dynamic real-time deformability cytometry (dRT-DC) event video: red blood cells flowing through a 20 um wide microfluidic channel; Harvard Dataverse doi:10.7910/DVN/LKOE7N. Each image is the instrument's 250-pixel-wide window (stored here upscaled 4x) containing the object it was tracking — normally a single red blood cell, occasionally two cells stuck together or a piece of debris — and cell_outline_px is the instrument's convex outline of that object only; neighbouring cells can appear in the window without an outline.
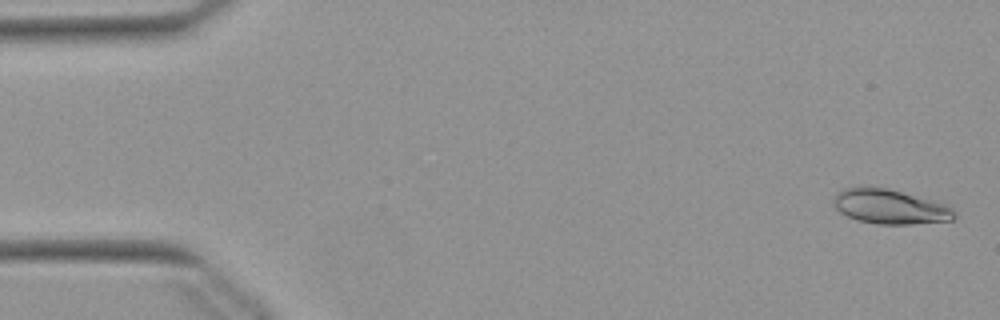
{"species": "Egyptian fruit bat (a non-hibernating species)", "species_latin": "Rousettus aegyptiacus", "temperature_condition": "warm", "stored_images_in_passage": 22, "camera_frame_rate_fps": 3000, "um_per_image_px": 0.085, "animal": {"sex": "female"}, "frame": {"image": 1, "passage_image": 2, "time_ms": 0.333, "image_size_px": [1000, 320], "cell_outline_px": [[956, 216], [952, 220], [912, 224], [876, 224], [856, 220], [840, 212], [832, 204], [832, 196], [836, 192], [844, 188], [888, 188], [940, 200], [948, 204], [956, 212]], "centroid_in_image_um": [75.7, 17.56], "position_along_channel_um": 9.3, "area_um2": 24.85}}
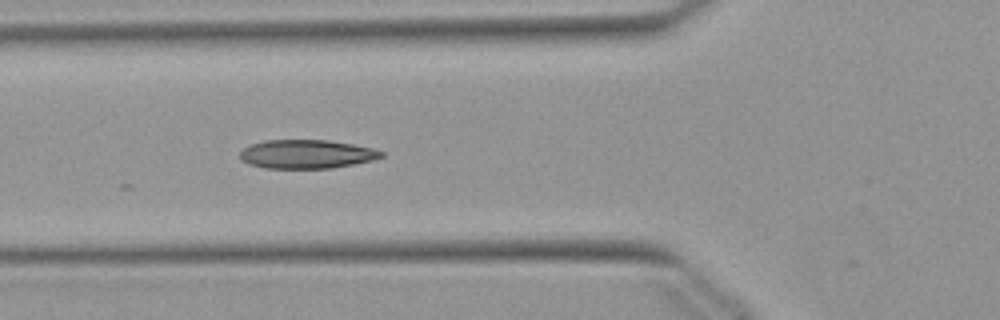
{"frame": {"image": 2, "passage_image": 19, "time_ms": 6.0, "image_size_px": [1000, 320], "cell_outline_px": [[384, 156], [372, 160], [332, 168], [264, 168], [248, 164], [240, 160], [240, 152], [244, 148], [252, 144], [264, 140], [328, 140], [376, 148], [384, 152]], "centroid_in_image_um": [26.06, 13.1], "position_along_channel_um": 99.7, "area_um2": 23.76}}
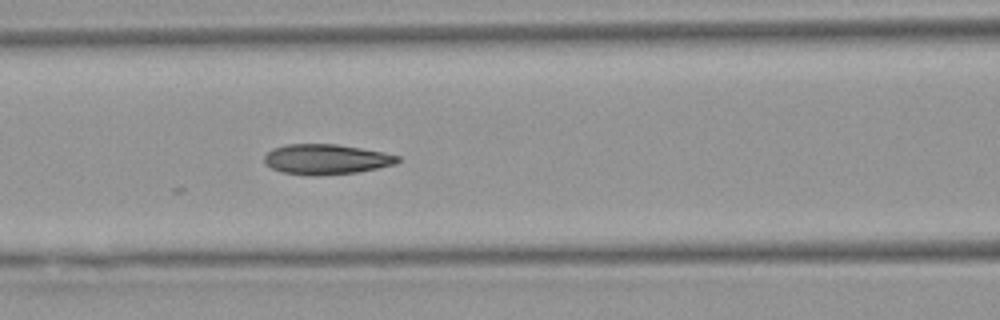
{"frame": {"image": 3, "passage_image": 22, "time_ms": 7.0, "image_size_px": [1000, 320], "cell_outline_px": [[400, 160], [396, 164], [356, 172], [316, 176], [308, 176], [280, 172], [264, 164], [264, 156], [272, 148], [284, 144], [336, 144], [384, 152], [400, 156]], "centroid_in_image_um": [27.69, 13.54], "position_along_channel_um": 138.9, "area_um2": 23.64}}